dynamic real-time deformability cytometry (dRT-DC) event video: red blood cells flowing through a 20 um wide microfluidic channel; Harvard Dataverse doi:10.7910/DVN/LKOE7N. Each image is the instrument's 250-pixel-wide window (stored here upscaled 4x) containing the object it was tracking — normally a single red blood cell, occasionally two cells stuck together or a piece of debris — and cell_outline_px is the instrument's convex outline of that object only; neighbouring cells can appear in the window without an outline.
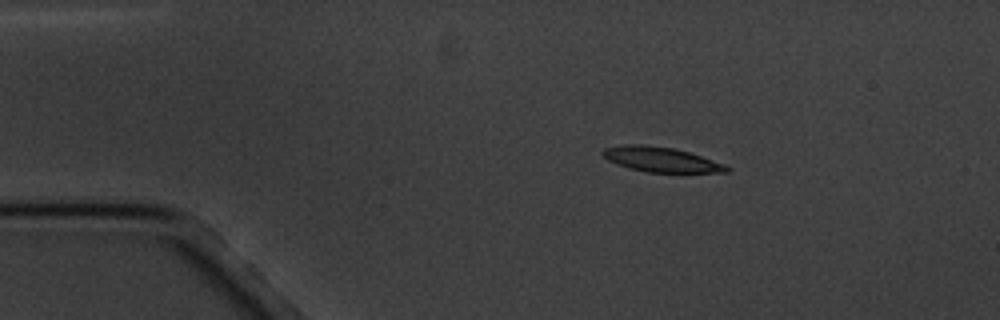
{"species": "common noctule bat (a hibernating species)", "species_latin": "Nyctalus noctula", "temperature_condition": "cold", "stored_images_in_passage": 4, "camera_frame_rate_fps": 3000, "um_per_image_px": 0.085, "animal": {"sex": "male", "body_mass_g": 20.1, "forearm_length_mm": 53.5}, "frame": {"image": 1, "passage_image": 2, "time_ms": 1.333, "image_size_px": [1000, 320], "cell_outline_px": [[732, 168], [728, 172], [648, 172], [628, 168], [616, 164], [608, 160], [600, 152], [604, 148], [624, 144], [644, 144], [672, 148], [688, 152], [724, 164]], "centroid_in_image_um": [56.14, 13.55], "position_along_channel_um": 28.9, "area_um2": 17.86}}